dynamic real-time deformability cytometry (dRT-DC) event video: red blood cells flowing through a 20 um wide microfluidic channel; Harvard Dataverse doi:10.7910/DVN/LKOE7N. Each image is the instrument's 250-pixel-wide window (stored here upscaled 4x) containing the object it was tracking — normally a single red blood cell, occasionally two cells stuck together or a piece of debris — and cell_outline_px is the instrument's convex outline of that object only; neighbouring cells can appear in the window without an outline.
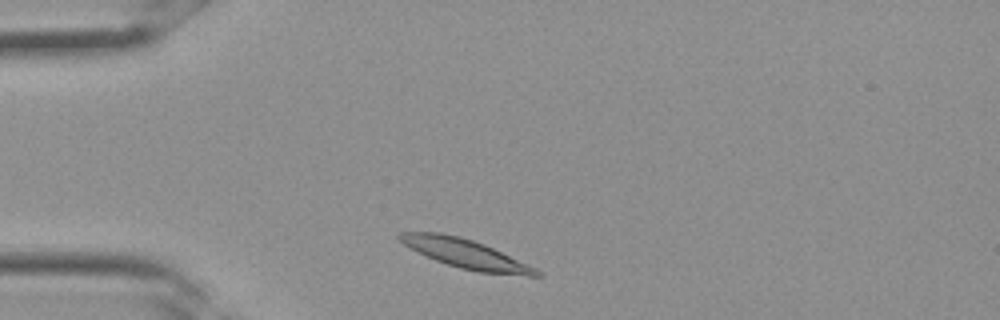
{"species": "Egyptian fruit bat (a non-hibernating species)", "species_latin": "Rousettus aegyptiacus", "temperature_condition": "room temperature", "stored_images_in_passage": 22, "camera_frame_rate_fps": 3000, "um_per_image_px": 0.085, "frame": {"image": 1, "passage_image": 2, "time_ms": 0.333, "image_size_px": [1000, 320], "cell_outline_px": [[544, 276], [528, 276], [476, 272], [460, 268], [436, 260], [404, 244], [396, 236], [400, 232], [440, 232], [460, 236], [484, 244], [536, 268]], "centroid_in_image_um": [39.61, 21.57], "position_along_channel_um": 45.4, "area_um2": 22.83}}
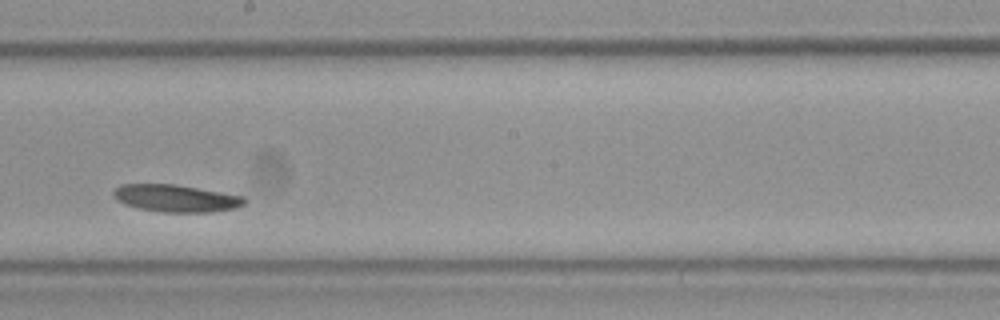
{"frame": {"image": 2, "passage_image": 13, "time_ms": 4.0, "image_size_px": [1000, 320], "cell_outline_px": [[248, 200], [244, 204], [236, 208], [212, 212], [160, 212], [140, 208], [124, 204], [116, 200], [112, 196], [112, 192], [120, 184], [176, 184], [244, 196]], "centroid_in_image_um": [14.96, 16.85], "position_along_channel_um": 233.2, "area_um2": 20.98}}
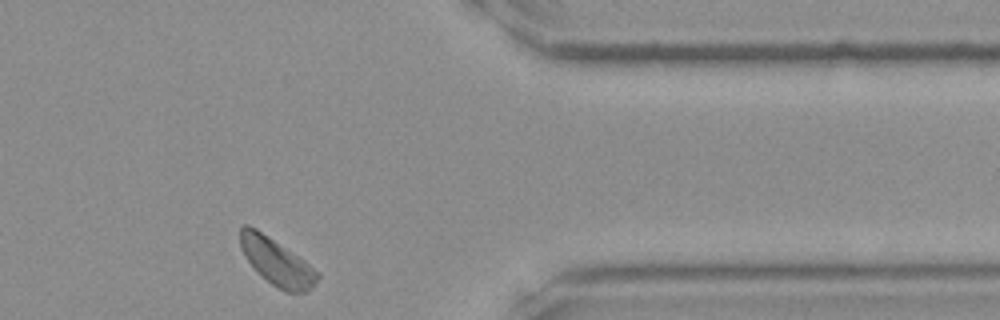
{"frame": {"image": 3, "passage_image": 22, "time_ms": 7.0, "image_size_px": [1000, 320], "cell_outline_px": [[320, 276], [312, 288], [304, 292], [284, 292], [272, 284], [244, 256], [240, 248], [240, 228], [244, 224], [248, 224], [256, 228], [304, 260], [320, 272]], "centroid_in_image_um": [23.54, 22.25], "position_along_channel_um": 387.9, "area_um2": 20.69}}